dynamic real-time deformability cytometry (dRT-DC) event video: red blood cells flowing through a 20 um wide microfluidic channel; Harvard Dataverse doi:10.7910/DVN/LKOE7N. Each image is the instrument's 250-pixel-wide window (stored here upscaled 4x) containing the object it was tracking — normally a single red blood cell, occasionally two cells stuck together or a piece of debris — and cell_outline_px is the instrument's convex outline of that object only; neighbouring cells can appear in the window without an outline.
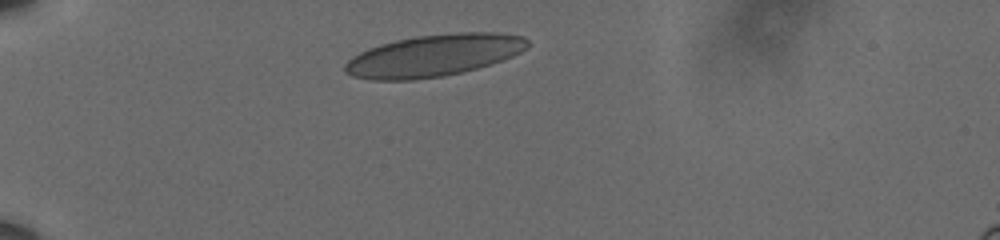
{"species": "human", "species_latin": "Homo sapiens", "temperature_condition": "cold", "stored_images_in_passage": 36, "camera_frame_rate_fps": 3000, "um_per_image_px": 0.085, "donor": {"sex": "male"}, "frame": {"image": 1, "passage_image": 1, "time_ms": 0.0, "image_size_px": [1000, 240], "cell_outline_px": [[528, 48], [512, 56], [464, 72], [444, 76], [412, 80], [372, 80], [352, 76], [344, 72], [344, 64], [352, 56], [368, 48], [380, 44], [396, 40], [416, 36], [456, 32], [500, 32], [524, 36], [528, 40]], "centroid_in_image_um": [36.86, 4.71], "position_along_channel_um": 48.1, "area_um2": 44.8}}
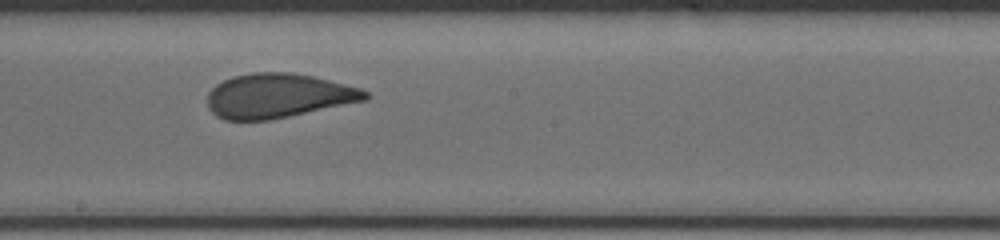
{"frame": {"image": 2, "passage_image": 19, "time_ms": 6.0, "image_size_px": [1000, 240], "cell_outline_px": [[372, 96], [368, 100], [268, 120], [224, 120], [216, 116], [208, 108], [208, 92], [216, 84], [232, 76], [252, 72], [292, 72], [312, 76], [360, 88], [368, 92]], "centroid_in_image_um": [23.63, 8.14], "position_along_channel_um": 224.6, "area_um2": 40.86}}
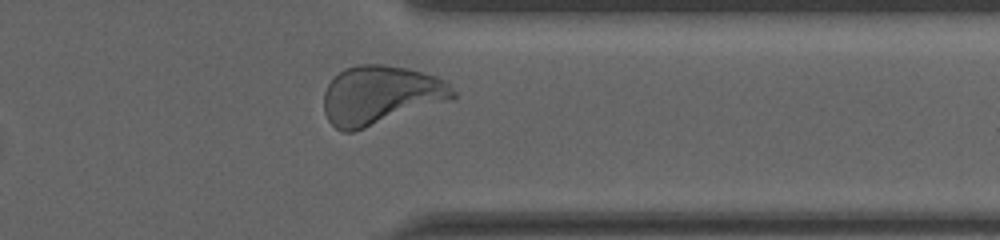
{"frame": {"image": 3, "passage_image": 32, "time_ms": 10.333, "image_size_px": [1000, 240], "cell_outline_px": [[456, 96], [452, 100], [352, 132], [344, 132], [336, 128], [328, 120], [324, 112], [324, 92], [328, 84], [344, 68], [360, 64], [380, 64], [408, 68], [436, 76], [444, 80], [456, 92]], "centroid_in_image_um": [32.35, 8.08], "position_along_channel_um": 379.0, "area_um2": 44.22}, "authors_computed_cell_mechanics": {"area_um2": 41.616, "velocity_mm_per_s": 3.5914, "shape_relaxation_time_tau1_ms": 5.826, "shape_relaxation_time_tau2_ms": null, "deformation_change_tau1": 0.1612, "deformation_change_tau2": null}}